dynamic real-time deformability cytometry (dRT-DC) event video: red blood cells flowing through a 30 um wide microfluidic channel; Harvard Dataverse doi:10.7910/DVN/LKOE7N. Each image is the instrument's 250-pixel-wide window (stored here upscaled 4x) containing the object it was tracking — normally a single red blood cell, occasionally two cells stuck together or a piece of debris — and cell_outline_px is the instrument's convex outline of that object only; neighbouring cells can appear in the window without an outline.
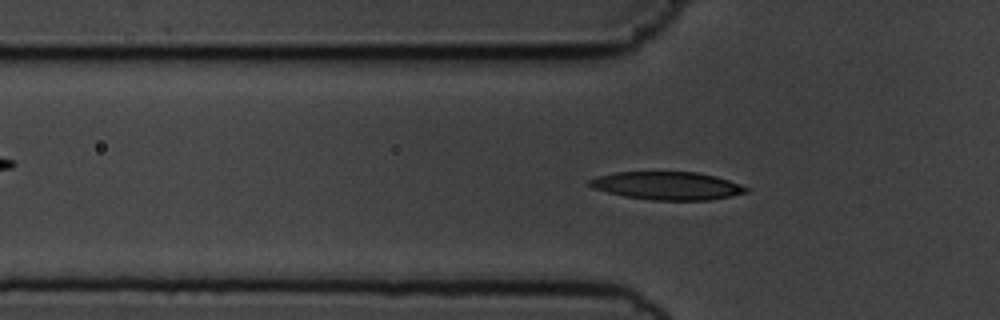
{"species": "common noctule bat (a hibernating species)", "species_latin": "Nyctalus noctula", "temperature_condition": "cold", "stored_images_in_passage": 55, "camera_frame_rate_fps": 3000, "um_per_image_px": 0.085, "animal": {"sex": "male", "body_mass_g": 19.5, "forearm_length_mm": 54.6}, "frame": {"image": 1, "passage_image": 17, "time_ms": 5.333, "image_size_px": [1000, 320], "cell_outline_px": [[748, 192], [732, 196], [708, 200], [652, 200], [624, 196], [608, 192], [596, 188], [588, 184], [588, 180], [600, 176], [616, 172], [696, 172], [716, 176], [740, 184], [748, 188]], "centroid_in_image_um": [56.76, 15.79], "position_along_channel_um": 69.0, "area_um2": 25.32}}
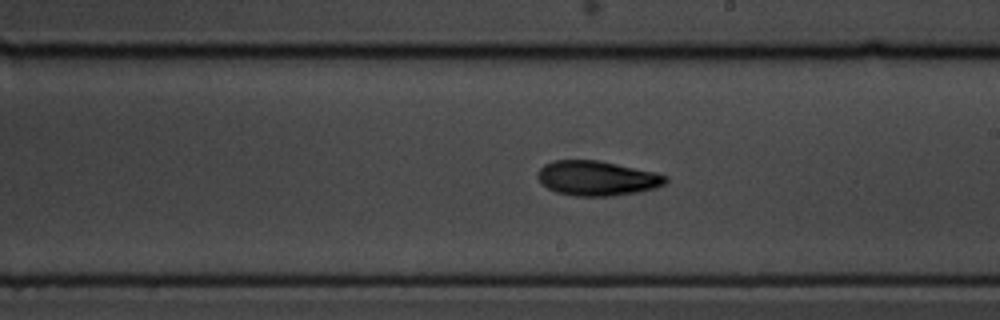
{"frame": {"image": 2, "passage_image": 31, "time_ms": 10.0, "image_size_px": [1000, 320], "cell_outline_px": [[668, 180], [664, 184], [656, 188], [640, 192], [612, 196], [572, 196], [556, 192], [548, 188], [536, 176], [540, 168], [544, 164], [552, 160], [596, 160], [656, 172], [668, 176]], "centroid_in_image_um": [50.76, 15.15], "position_along_channel_um": 238.2, "area_um2": 26.01}}
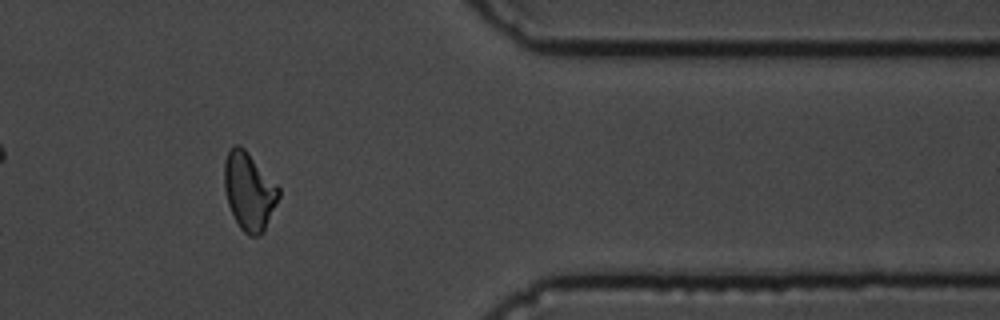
{"frame": {"image": 3, "passage_image": 45, "time_ms": 14.667, "image_size_px": [1000, 320], "cell_outline_px": [[280, 196], [264, 232], [260, 236], [248, 236], [240, 228], [228, 204], [224, 188], [224, 160], [228, 152], [236, 144], [240, 144], [244, 148], [280, 188]], "centroid_in_image_um": [21.18, 16.27], "position_along_channel_um": 390.2, "area_um2": 24.62}}